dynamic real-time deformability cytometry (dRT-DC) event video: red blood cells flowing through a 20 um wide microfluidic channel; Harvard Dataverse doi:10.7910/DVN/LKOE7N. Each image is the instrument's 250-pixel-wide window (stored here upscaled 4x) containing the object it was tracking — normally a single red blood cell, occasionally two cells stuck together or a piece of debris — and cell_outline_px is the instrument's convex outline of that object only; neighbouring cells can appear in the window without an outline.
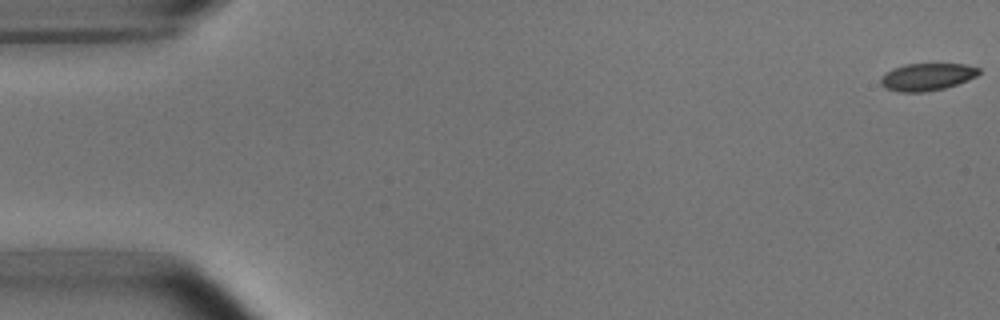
{"species": "common noctule bat (a hibernating species)", "species_latin": "Nyctalus noctula", "temperature_condition": "room temperature", "stored_images_in_passage": 54, "camera_frame_rate_fps": 3000, "um_per_image_px": 0.085, "animal": {"sex": "male", "body_mass_g": 15.6}, "frame": {"image": 1, "passage_image": 1, "time_ms": 0.0, "image_size_px": [1000, 320], "cell_outline_px": [[980, 72], [976, 76], [968, 80], [944, 88], [924, 92], [900, 92], [884, 88], [880, 84], [880, 80], [892, 68], [904, 64], [964, 64], [980, 68]], "centroid_in_image_um": [78.79, 6.53], "position_along_channel_um": 6.2, "area_um2": 15.55}}
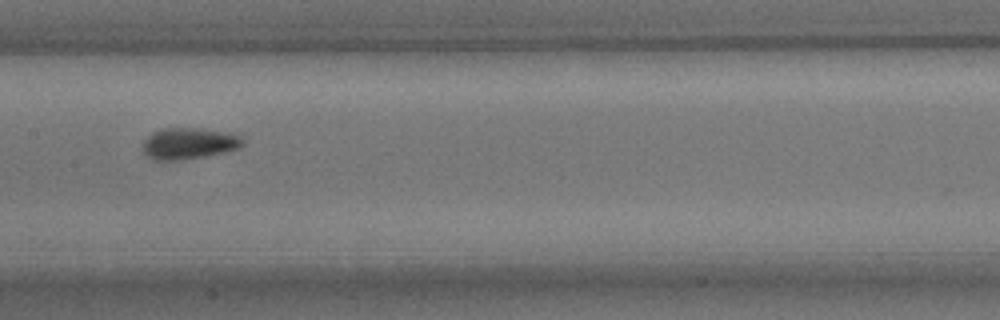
{"frame": {"image": 2, "passage_image": 27, "time_ms": 8.667, "image_size_px": [1000, 320], "cell_outline_px": [[244, 144], [240, 148], [224, 152], [204, 156], [176, 160], [152, 160], [144, 156], [144, 140], [152, 132], [164, 128], [196, 128], [232, 132], [240, 136], [244, 140]], "centroid_in_image_um": [16.07, 12.19], "position_along_channel_um": 191.3, "area_um2": 18.38}}
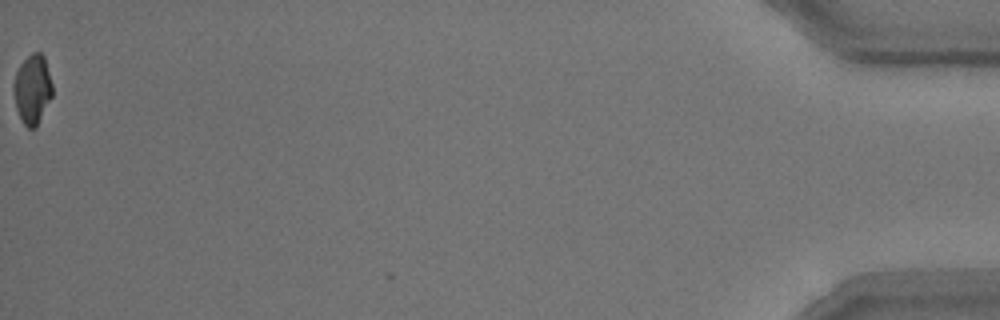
{"frame": {"image": 3, "passage_image": 54, "time_ms": 17.667, "image_size_px": [1000, 320], "cell_outline_px": [[52, 96], [36, 128], [28, 128], [24, 124], [16, 108], [12, 88], [12, 84], [16, 72], [20, 64], [32, 52], [40, 52], [44, 56], [52, 84]], "centroid_in_image_um": [2.74, 7.58], "position_along_channel_um": 432.5, "area_um2": 15.66}, "authors_computed_cell_mechanics": {"area_um2": 16.9354, "velocity_mm_per_s": 3.7615, "shape_relaxation_time_tau1_ms": 2.8121, "shape_relaxation_time_tau2_ms": 1.3278, "deformation_change_tau1": 0.1245, "deformation_change_tau2": 0.0508}}